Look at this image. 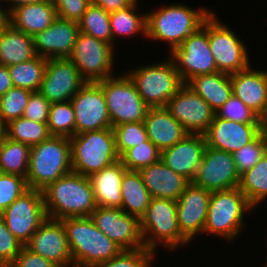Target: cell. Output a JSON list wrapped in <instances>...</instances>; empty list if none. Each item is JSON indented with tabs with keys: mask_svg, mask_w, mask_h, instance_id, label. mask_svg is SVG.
Masks as SVG:
<instances>
[{
	"mask_svg": "<svg viewBox=\"0 0 267 267\" xmlns=\"http://www.w3.org/2000/svg\"><path fill=\"white\" fill-rule=\"evenodd\" d=\"M42 194L49 219L88 217L97 207L89 178L73 171L49 183Z\"/></svg>",
	"mask_w": 267,
	"mask_h": 267,
	"instance_id": "obj_1",
	"label": "cell"
},
{
	"mask_svg": "<svg viewBox=\"0 0 267 267\" xmlns=\"http://www.w3.org/2000/svg\"><path fill=\"white\" fill-rule=\"evenodd\" d=\"M65 228L74 267H94L117 256L122 249L100 231L92 218L60 220Z\"/></svg>",
	"mask_w": 267,
	"mask_h": 267,
	"instance_id": "obj_2",
	"label": "cell"
},
{
	"mask_svg": "<svg viewBox=\"0 0 267 267\" xmlns=\"http://www.w3.org/2000/svg\"><path fill=\"white\" fill-rule=\"evenodd\" d=\"M212 12L206 8L195 10L183 3L165 5L146 13V37L167 41L171 52L201 27Z\"/></svg>",
	"mask_w": 267,
	"mask_h": 267,
	"instance_id": "obj_3",
	"label": "cell"
},
{
	"mask_svg": "<svg viewBox=\"0 0 267 267\" xmlns=\"http://www.w3.org/2000/svg\"><path fill=\"white\" fill-rule=\"evenodd\" d=\"M72 172L70 138L50 135L30 148L26 182L30 189H44L60 177Z\"/></svg>",
	"mask_w": 267,
	"mask_h": 267,
	"instance_id": "obj_4",
	"label": "cell"
},
{
	"mask_svg": "<svg viewBox=\"0 0 267 267\" xmlns=\"http://www.w3.org/2000/svg\"><path fill=\"white\" fill-rule=\"evenodd\" d=\"M70 143L72 171L83 176L89 177L120 160L112 128L75 134Z\"/></svg>",
	"mask_w": 267,
	"mask_h": 267,
	"instance_id": "obj_5",
	"label": "cell"
},
{
	"mask_svg": "<svg viewBox=\"0 0 267 267\" xmlns=\"http://www.w3.org/2000/svg\"><path fill=\"white\" fill-rule=\"evenodd\" d=\"M139 221L144 246L154 253L160 243L169 251L189 244L180 233L175 200L151 198Z\"/></svg>",
	"mask_w": 267,
	"mask_h": 267,
	"instance_id": "obj_6",
	"label": "cell"
},
{
	"mask_svg": "<svg viewBox=\"0 0 267 267\" xmlns=\"http://www.w3.org/2000/svg\"><path fill=\"white\" fill-rule=\"evenodd\" d=\"M254 210L238 187L211 192L203 234L233 242L245 226V214ZM244 218V219H243Z\"/></svg>",
	"mask_w": 267,
	"mask_h": 267,
	"instance_id": "obj_7",
	"label": "cell"
},
{
	"mask_svg": "<svg viewBox=\"0 0 267 267\" xmlns=\"http://www.w3.org/2000/svg\"><path fill=\"white\" fill-rule=\"evenodd\" d=\"M125 73L149 108L166 107L170 98L184 85L170 58Z\"/></svg>",
	"mask_w": 267,
	"mask_h": 267,
	"instance_id": "obj_8",
	"label": "cell"
},
{
	"mask_svg": "<svg viewBox=\"0 0 267 267\" xmlns=\"http://www.w3.org/2000/svg\"><path fill=\"white\" fill-rule=\"evenodd\" d=\"M97 83L102 88L112 127L144 121L149 107L127 74L115 75Z\"/></svg>",
	"mask_w": 267,
	"mask_h": 267,
	"instance_id": "obj_9",
	"label": "cell"
},
{
	"mask_svg": "<svg viewBox=\"0 0 267 267\" xmlns=\"http://www.w3.org/2000/svg\"><path fill=\"white\" fill-rule=\"evenodd\" d=\"M170 56L184 84L193 77L218 72L209 47L208 17L201 27L170 52Z\"/></svg>",
	"mask_w": 267,
	"mask_h": 267,
	"instance_id": "obj_10",
	"label": "cell"
},
{
	"mask_svg": "<svg viewBox=\"0 0 267 267\" xmlns=\"http://www.w3.org/2000/svg\"><path fill=\"white\" fill-rule=\"evenodd\" d=\"M216 14L208 16V41L218 72L234 74L251 64L246 44Z\"/></svg>",
	"mask_w": 267,
	"mask_h": 267,
	"instance_id": "obj_11",
	"label": "cell"
},
{
	"mask_svg": "<svg viewBox=\"0 0 267 267\" xmlns=\"http://www.w3.org/2000/svg\"><path fill=\"white\" fill-rule=\"evenodd\" d=\"M114 52L112 44L79 32L69 59L86 82H98L115 76Z\"/></svg>",
	"mask_w": 267,
	"mask_h": 267,
	"instance_id": "obj_12",
	"label": "cell"
},
{
	"mask_svg": "<svg viewBox=\"0 0 267 267\" xmlns=\"http://www.w3.org/2000/svg\"><path fill=\"white\" fill-rule=\"evenodd\" d=\"M0 216L15 238L25 245L48 218L42 190L29 188L1 212Z\"/></svg>",
	"mask_w": 267,
	"mask_h": 267,
	"instance_id": "obj_13",
	"label": "cell"
},
{
	"mask_svg": "<svg viewBox=\"0 0 267 267\" xmlns=\"http://www.w3.org/2000/svg\"><path fill=\"white\" fill-rule=\"evenodd\" d=\"M96 227L122 250L144 248L140 221L121 208L97 206L91 216Z\"/></svg>",
	"mask_w": 267,
	"mask_h": 267,
	"instance_id": "obj_14",
	"label": "cell"
},
{
	"mask_svg": "<svg viewBox=\"0 0 267 267\" xmlns=\"http://www.w3.org/2000/svg\"><path fill=\"white\" fill-rule=\"evenodd\" d=\"M240 178L233 154L206 146L192 183L213 192L239 187Z\"/></svg>",
	"mask_w": 267,
	"mask_h": 267,
	"instance_id": "obj_15",
	"label": "cell"
},
{
	"mask_svg": "<svg viewBox=\"0 0 267 267\" xmlns=\"http://www.w3.org/2000/svg\"><path fill=\"white\" fill-rule=\"evenodd\" d=\"M75 112V134L112 128L101 86L86 82L70 100Z\"/></svg>",
	"mask_w": 267,
	"mask_h": 267,
	"instance_id": "obj_16",
	"label": "cell"
},
{
	"mask_svg": "<svg viewBox=\"0 0 267 267\" xmlns=\"http://www.w3.org/2000/svg\"><path fill=\"white\" fill-rule=\"evenodd\" d=\"M165 108L189 134L204 135L216 114L211 106L186 84L170 98Z\"/></svg>",
	"mask_w": 267,
	"mask_h": 267,
	"instance_id": "obj_17",
	"label": "cell"
},
{
	"mask_svg": "<svg viewBox=\"0 0 267 267\" xmlns=\"http://www.w3.org/2000/svg\"><path fill=\"white\" fill-rule=\"evenodd\" d=\"M85 83L69 58L47 59L39 92L50 103L67 102Z\"/></svg>",
	"mask_w": 267,
	"mask_h": 267,
	"instance_id": "obj_18",
	"label": "cell"
},
{
	"mask_svg": "<svg viewBox=\"0 0 267 267\" xmlns=\"http://www.w3.org/2000/svg\"><path fill=\"white\" fill-rule=\"evenodd\" d=\"M210 197L211 191L190 182L176 200L180 233L189 243L203 234Z\"/></svg>",
	"mask_w": 267,
	"mask_h": 267,
	"instance_id": "obj_19",
	"label": "cell"
},
{
	"mask_svg": "<svg viewBox=\"0 0 267 267\" xmlns=\"http://www.w3.org/2000/svg\"><path fill=\"white\" fill-rule=\"evenodd\" d=\"M24 247L59 267H74L65 228L60 220L47 218Z\"/></svg>",
	"mask_w": 267,
	"mask_h": 267,
	"instance_id": "obj_20",
	"label": "cell"
},
{
	"mask_svg": "<svg viewBox=\"0 0 267 267\" xmlns=\"http://www.w3.org/2000/svg\"><path fill=\"white\" fill-rule=\"evenodd\" d=\"M79 33V23L56 18L45 30L33 36L34 49L46 59L69 58Z\"/></svg>",
	"mask_w": 267,
	"mask_h": 267,
	"instance_id": "obj_21",
	"label": "cell"
},
{
	"mask_svg": "<svg viewBox=\"0 0 267 267\" xmlns=\"http://www.w3.org/2000/svg\"><path fill=\"white\" fill-rule=\"evenodd\" d=\"M260 133L257 123H239L222 119L215 114L204 136L208 147L234 154Z\"/></svg>",
	"mask_w": 267,
	"mask_h": 267,
	"instance_id": "obj_22",
	"label": "cell"
},
{
	"mask_svg": "<svg viewBox=\"0 0 267 267\" xmlns=\"http://www.w3.org/2000/svg\"><path fill=\"white\" fill-rule=\"evenodd\" d=\"M206 146L204 135L189 134L182 141L162 150L160 160L172 171L192 182Z\"/></svg>",
	"mask_w": 267,
	"mask_h": 267,
	"instance_id": "obj_23",
	"label": "cell"
},
{
	"mask_svg": "<svg viewBox=\"0 0 267 267\" xmlns=\"http://www.w3.org/2000/svg\"><path fill=\"white\" fill-rule=\"evenodd\" d=\"M143 123L148 139L160 151L175 145L189 135L165 107L149 108Z\"/></svg>",
	"mask_w": 267,
	"mask_h": 267,
	"instance_id": "obj_24",
	"label": "cell"
},
{
	"mask_svg": "<svg viewBox=\"0 0 267 267\" xmlns=\"http://www.w3.org/2000/svg\"><path fill=\"white\" fill-rule=\"evenodd\" d=\"M152 198L177 200L190 183L161 160L138 171Z\"/></svg>",
	"mask_w": 267,
	"mask_h": 267,
	"instance_id": "obj_25",
	"label": "cell"
},
{
	"mask_svg": "<svg viewBox=\"0 0 267 267\" xmlns=\"http://www.w3.org/2000/svg\"><path fill=\"white\" fill-rule=\"evenodd\" d=\"M233 95L258 114L267 101L266 71L254 70L251 65L230 75Z\"/></svg>",
	"mask_w": 267,
	"mask_h": 267,
	"instance_id": "obj_26",
	"label": "cell"
},
{
	"mask_svg": "<svg viewBox=\"0 0 267 267\" xmlns=\"http://www.w3.org/2000/svg\"><path fill=\"white\" fill-rule=\"evenodd\" d=\"M56 18L52 0H44L14 8L7 15V22L15 29L34 36L48 28Z\"/></svg>",
	"mask_w": 267,
	"mask_h": 267,
	"instance_id": "obj_27",
	"label": "cell"
},
{
	"mask_svg": "<svg viewBox=\"0 0 267 267\" xmlns=\"http://www.w3.org/2000/svg\"><path fill=\"white\" fill-rule=\"evenodd\" d=\"M127 169L118 160L114 164L103 168L101 171L90 175L95 202L97 206L121 208V180Z\"/></svg>",
	"mask_w": 267,
	"mask_h": 267,
	"instance_id": "obj_28",
	"label": "cell"
},
{
	"mask_svg": "<svg viewBox=\"0 0 267 267\" xmlns=\"http://www.w3.org/2000/svg\"><path fill=\"white\" fill-rule=\"evenodd\" d=\"M37 56L32 35L6 22L0 31V65L12 66Z\"/></svg>",
	"mask_w": 267,
	"mask_h": 267,
	"instance_id": "obj_29",
	"label": "cell"
},
{
	"mask_svg": "<svg viewBox=\"0 0 267 267\" xmlns=\"http://www.w3.org/2000/svg\"><path fill=\"white\" fill-rule=\"evenodd\" d=\"M186 85L207 102L215 113L233 96L230 75L222 72L193 77Z\"/></svg>",
	"mask_w": 267,
	"mask_h": 267,
	"instance_id": "obj_30",
	"label": "cell"
},
{
	"mask_svg": "<svg viewBox=\"0 0 267 267\" xmlns=\"http://www.w3.org/2000/svg\"><path fill=\"white\" fill-rule=\"evenodd\" d=\"M121 209L139 220L151 201V195L138 171L127 170L121 180Z\"/></svg>",
	"mask_w": 267,
	"mask_h": 267,
	"instance_id": "obj_31",
	"label": "cell"
},
{
	"mask_svg": "<svg viewBox=\"0 0 267 267\" xmlns=\"http://www.w3.org/2000/svg\"><path fill=\"white\" fill-rule=\"evenodd\" d=\"M240 191L249 204L258 207L267 197V153L251 169L241 175Z\"/></svg>",
	"mask_w": 267,
	"mask_h": 267,
	"instance_id": "obj_32",
	"label": "cell"
},
{
	"mask_svg": "<svg viewBox=\"0 0 267 267\" xmlns=\"http://www.w3.org/2000/svg\"><path fill=\"white\" fill-rule=\"evenodd\" d=\"M30 146L6 139L0 144V173L27 177Z\"/></svg>",
	"mask_w": 267,
	"mask_h": 267,
	"instance_id": "obj_33",
	"label": "cell"
},
{
	"mask_svg": "<svg viewBox=\"0 0 267 267\" xmlns=\"http://www.w3.org/2000/svg\"><path fill=\"white\" fill-rule=\"evenodd\" d=\"M137 0L133 5L110 13V28L112 33V45L116 36H132L134 34L142 33L146 37V13L138 14ZM137 8V9H136ZM127 35V36H126Z\"/></svg>",
	"mask_w": 267,
	"mask_h": 267,
	"instance_id": "obj_34",
	"label": "cell"
},
{
	"mask_svg": "<svg viewBox=\"0 0 267 267\" xmlns=\"http://www.w3.org/2000/svg\"><path fill=\"white\" fill-rule=\"evenodd\" d=\"M46 63V58L37 55L27 62L8 66L13 86L25 88L32 92L39 91Z\"/></svg>",
	"mask_w": 267,
	"mask_h": 267,
	"instance_id": "obj_35",
	"label": "cell"
},
{
	"mask_svg": "<svg viewBox=\"0 0 267 267\" xmlns=\"http://www.w3.org/2000/svg\"><path fill=\"white\" fill-rule=\"evenodd\" d=\"M79 32L112 44L110 13L91 3L78 21Z\"/></svg>",
	"mask_w": 267,
	"mask_h": 267,
	"instance_id": "obj_36",
	"label": "cell"
},
{
	"mask_svg": "<svg viewBox=\"0 0 267 267\" xmlns=\"http://www.w3.org/2000/svg\"><path fill=\"white\" fill-rule=\"evenodd\" d=\"M49 136L47 124L32 121L25 117L7 123V138L27 144L30 147L45 141Z\"/></svg>",
	"mask_w": 267,
	"mask_h": 267,
	"instance_id": "obj_37",
	"label": "cell"
},
{
	"mask_svg": "<svg viewBox=\"0 0 267 267\" xmlns=\"http://www.w3.org/2000/svg\"><path fill=\"white\" fill-rule=\"evenodd\" d=\"M47 126L50 135H75V112L70 101L51 103Z\"/></svg>",
	"mask_w": 267,
	"mask_h": 267,
	"instance_id": "obj_38",
	"label": "cell"
},
{
	"mask_svg": "<svg viewBox=\"0 0 267 267\" xmlns=\"http://www.w3.org/2000/svg\"><path fill=\"white\" fill-rule=\"evenodd\" d=\"M161 158V151L148 139L144 143L129 148L121 156L120 161L129 171H139L141 168L156 163Z\"/></svg>",
	"mask_w": 267,
	"mask_h": 267,
	"instance_id": "obj_39",
	"label": "cell"
},
{
	"mask_svg": "<svg viewBox=\"0 0 267 267\" xmlns=\"http://www.w3.org/2000/svg\"><path fill=\"white\" fill-rule=\"evenodd\" d=\"M32 91L13 86L0 97V117L6 122L23 117Z\"/></svg>",
	"mask_w": 267,
	"mask_h": 267,
	"instance_id": "obj_40",
	"label": "cell"
},
{
	"mask_svg": "<svg viewBox=\"0 0 267 267\" xmlns=\"http://www.w3.org/2000/svg\"><path fill=\"white\" fill-rule=\"evenodd\" d=\"M116 149L121 156L129 148H133L148 140V135L143 122L125 123L112 127Z\"/></svg>",
	"mask_w": 267,
	"mask_h": 267,
	"instance_id": "obj_41",
	"label": "cell"
},
{
	"mask_svg": "<svg viewBox=\"0 0 267 267\" xmlns=\"http://www.w3.org/2000/svg\"><path fill=\"white\" fill-rule=\"evenodd\" d=\"M267 153V135L260 133L252 142L237 150L233 156L240 176L255 166Z\"/></svg>",
	"mask_w": 267,
	"mask_h": 267,
	"instance_id": "obj_42",
	"label": "cell"
},
{
	"mask_svg": "<svg viewBox=\"0 0 267 267\" xmlns=\"http://www.w3.org/2000/svg\"><path fill=\"white\" fill-rule=\"evenodd\" d=\"M155 253L147 248L137 250H122L109 261L95 265L94 267H151Z\"/></svg>",
	"mask_w": 267,
	"mask_h": 267,
	"instance_id": "obj_43",
	"label": "cell"
},
{
	"mask_svg": "<svg viewBox=\"0 0 267 267\" xmlns=\"http://www.w3.org/2000/svg\"><path fill=\"white\" fill-rule=\"evenodd\" d=\"M28 189L26 178L0 173V213Z\"/></svg>",
	"mask_w": 267,
	"mask_h": 267,
	"instance_id": "obj_44",
	"label": "cell"
},
{
	"mask_svg": "<svg viewBox=\"0 0 267 267\" xmlns=\"http://www.w3.org/2000/svg\"><path fill=\"white\" fill-rule=\"evenodd\" d=\"M216 115L239 123H257V114L234 95L216 112Z\"/></svg>",
	"mask_w": 267,
	"mask_h": 267,
	"instance_id": "obj_45",
	"label": "cell"
},
{
	"mask_svg": "<svg viewBox=\"0 0 267 267\" xmlns=\"http://www.w3.org/2000/svg\"><path fill=\"white\" fill-rule=\"evenodd\" d=\"M24 245L9 231L0 216V266L9 267L20 254Z\"/></svg>",
	"mask_w": 267,
	"mask_h": 267,
	"instance_id": "obj_46",
	"label": "cell"
},
{
	"mask_svg": "<svg viewBox=\"0 0 267 267\" xmlns=\"http://www.w3.org/2000/svg\"><path fill=\"white\" fill-rule=\"evenodd\" d=\"M51 103L39 92H32L23 117L47 124Z\"/></svg>",
	"mask_w": 267,
	"mask_h": 267,
	"instance_id": "obj_47",
	"label": "cell"
},
{
	"mask_svg": "<svg viewBox=\"0 0 267 267\" xmlns=\"http://www.w3.org/2000/svg\"><path fill=\"white\" fill-rule=\"evenodd\" d=\"M52 2L58 18L77 22L91 4V0H52Z\"/></svg>",
	"mask_w": 267,
	"mask_h": 267,
	"instance_id": "obj_48",
	"label": "cell"
},
{
	"mask_svg": "<svg viewBox=\"0 0 267 267\" xmlns=\"http://www.w3.org/2000/svg\"><path fill=\"white\" fill-rule=\"evenodd\" d=\"M9 267H59L54 262L34 254L25 247Z\"/></svg>",
	"mask_w": 267,
	"mask_h": 267,
	"instance_id": "obj_49",
	"label": "cell"
},
{
	"mask_svg": "<svg viewBox=\"0 0 267 267\" xmlns=\"http://www.w3.org/2000/svg\"><path fill=\"white\" fill-rule=\"evenodd\" d=\"M137 0H91L96 6L102 7L105 11L111 13L117 10L125 9L133 5Z\"/></svg>",
	"mask_w": 267,
	"mask_h": 267,
	"instance_id": "obj_50",
	"label": "cell"
},
{
	"mask_svg": "<svg viewBox=\"0 0 267 267\" xmlns=\"http://www.w3.org/2000/svg\"><path fill=\"white\" fill-rule=\"evenodd\" d=\"M13 87L8 67L0 65V97L6 94Z\"/></svg>",
	"mask_w": 267,
	"mask_h": 267,
	"instance_id": "obj_51",
	"label": "cell"
},
{
	"mask_svg": "<svg viewBox=\"0 0 267 267\" xmlns=\"http://www.w3.org/2000/svg\"><path fill=\"white\" fill-rule=\"evenodd\" d=\"M1 1L7 2V4L9 2L11 5H8L9 7L5 8L2 6ZM41 1H44V0H0V11L7 16L14 8H16L18 6L30 4V3L41 2ZM4 8H5V10H4Z\"/></svg>",
	"mask_w": 267,
	"mask_h": 267,
	"instance_id": "obj_52",
	"label": "cell"
},
{
	"mask_svg": "<svg viewBox=\"0 0 267 267\" xmlns=\"http://www.w3.org/2000/svg\"><path fill=\"white\" fill-rule=\"evenodd\" d=\"M257 125L260 132L267 135V101L261 111L257 114Z\"/></svg>",
	"mask_w": 267,
	"mask_h": 267,
	"instance_id": "obj_53",
	"label": "cell"
},
{
	"mask_svg": "<svg viewBox=\"0 0 267 267\" xmlns=\"http://www.w3.org/2000/svg\"><path fill=\"white\" fill-rule=\"evenodd\" d=\"M7 139V123L0 117V144Z\"/></svg>",
	"mask_w": 267,
	"mask_h": 267,
	"instance_id": "obj_54",
	"label": "cell"
},
{
	"mask_svg": "<svg viewBox=\"0 0 267 267\" xmlns=\"http://www.w3.org/2000/svg\"><path fill=\"white\" fill-rule=\"evenodd\" d=\"M6 22H7V16L0 11V31Z\"/></svg>",
	"mask_w": 267,
	"mask_h": 267,
	"instance_id": "obj_55",
	"label": "cell"
}]
</instances>
